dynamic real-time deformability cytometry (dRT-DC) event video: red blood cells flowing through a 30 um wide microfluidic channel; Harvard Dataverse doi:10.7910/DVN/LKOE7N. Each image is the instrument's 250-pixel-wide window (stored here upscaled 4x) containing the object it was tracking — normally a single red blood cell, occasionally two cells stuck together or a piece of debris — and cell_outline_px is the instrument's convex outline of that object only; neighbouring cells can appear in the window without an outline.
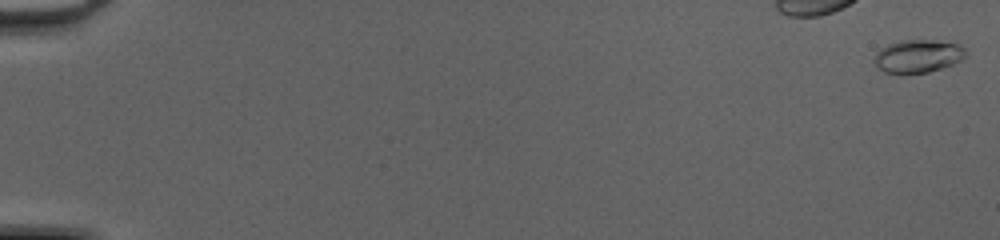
{"species": "common noctule bat (a hibernating species)", "species_latin": "Nyctalus noctula", "temperature_condition": "cold", "stored_images_in_passage": 51, "camera_frame_rate_fps": 3000, "um_per_image_px": 0.085, "animal": {"sex": "female", "body_mass_g": 20.0, "forearm_length_mm": 54.0}, "frame": {"image": 1, "passage_image": 1, "time_ms": 0.0, "image_size_px": [1000, 240], "cell_outline_px": [[968, 52], [960, 60], [952, 64], [928, 72], [900, 76], [884, 72], [872, 60], [876, 52], [880, 48], [888, 44], [900, 40], [936, 40], [956, 44], [964, 48]], "centroid_in_image_um": [77.96, 4.8], "position_along_channel_um": 7.0, "area_um2": 17.92}}
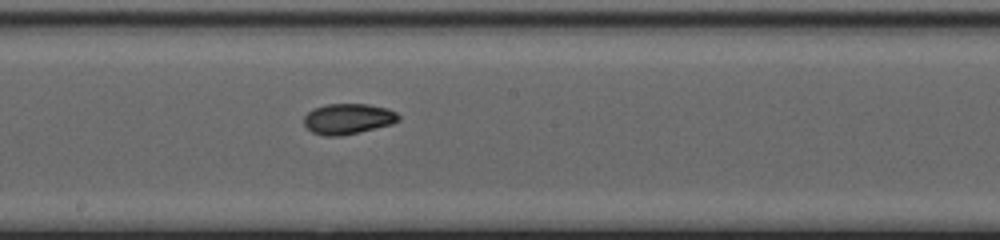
{"frame": {"image": 2, "passage_image": 30, "time_ms": 9.667, "image_size_px": [1000, 240], "cell_outline_px": [[400, 120], [392, 124], [340, 136], [324, 136], [312, 132], [304, 124], [304, 116], [312, 108], [328, 104], [368, 104], [388, 108], [396, 112], [400, 116]], "centroid_in_image_um": [29.58, 10.09], "position_along_channel_um": 218.6, "area_um2": 16.88}}
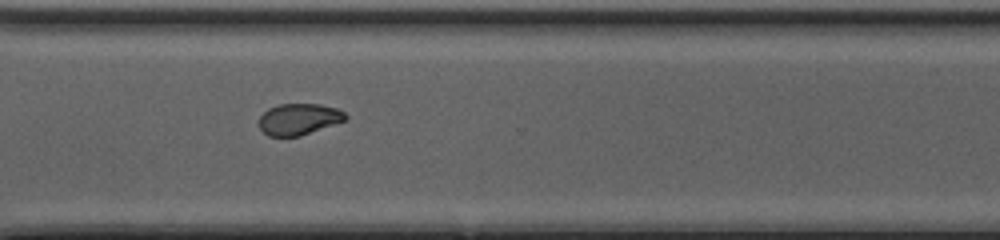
{"frame": {"image": 3, "passage_image": 39, "time_ms": 12.667, "image_size_px": [1000, 240], "cell_outline_px": [[348, 116], [344, 120], [300, 136], [268, 136], [260, 128], [260, 116], [268, 108], [280, 104], [320, 104], [336, 108], [344, 112]], "centroid_in_image_um": [25.38, 10.12], "position_along_channel_um": 345.2, "area_um2": 15.55}, "authors_computed_cell_mechanics": {"area_um2": 16.5308, "velocity_mm_per_s": 4.2376, "shape_relaxation_time_tau1_ms": 3.5347, "shape_relaxation_time_tau2_ms": 2.094, "deformation_change_tau1": 0.1401, "deformation_change_tau2": 0.0562}}